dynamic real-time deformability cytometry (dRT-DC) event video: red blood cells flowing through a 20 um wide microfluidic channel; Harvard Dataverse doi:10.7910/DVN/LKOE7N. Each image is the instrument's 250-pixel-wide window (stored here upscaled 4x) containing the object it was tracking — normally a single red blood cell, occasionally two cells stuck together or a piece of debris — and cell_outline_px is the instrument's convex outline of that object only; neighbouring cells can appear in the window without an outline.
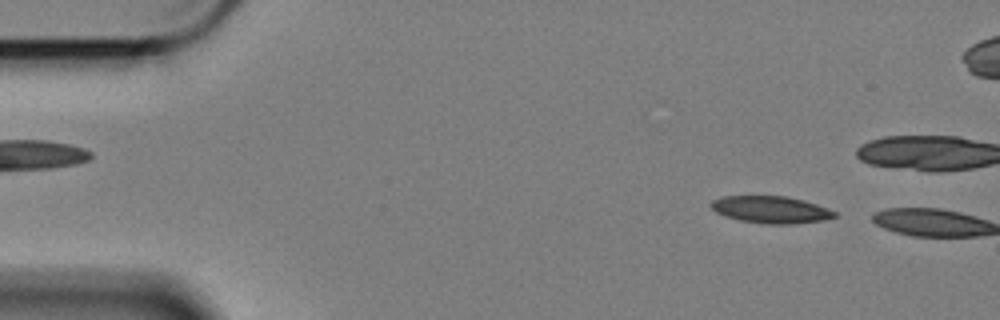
{"species": "Egyptian fruit bat (a non-hibernating species)", "species_latin": "Rousettus aegyptiacus", "temperature_condition": "cold", "stored_images_in_passage": 5, "camera_frame_rate_fps": 3000, "um_per_image_px": 0.085, "animal": {"sex": "female"}, "frame": {"image": 1, "passage_image": 4, "time_ms": 1.0, "image_size_px": [1000, 320], "cell_outline_px": [[836, 216], [824, 220], [796, 224], [764, 224], [740, 220], [724, 216], [716, 212], [708, 204], [712, 200], [720, 196], [788, 196], [804, 200], [828, 208], [836, 212]], "centroid_in_image_um": [65.51, 17.82], "position_along_channel_um": 19.5, "area_um2": 19.71}}